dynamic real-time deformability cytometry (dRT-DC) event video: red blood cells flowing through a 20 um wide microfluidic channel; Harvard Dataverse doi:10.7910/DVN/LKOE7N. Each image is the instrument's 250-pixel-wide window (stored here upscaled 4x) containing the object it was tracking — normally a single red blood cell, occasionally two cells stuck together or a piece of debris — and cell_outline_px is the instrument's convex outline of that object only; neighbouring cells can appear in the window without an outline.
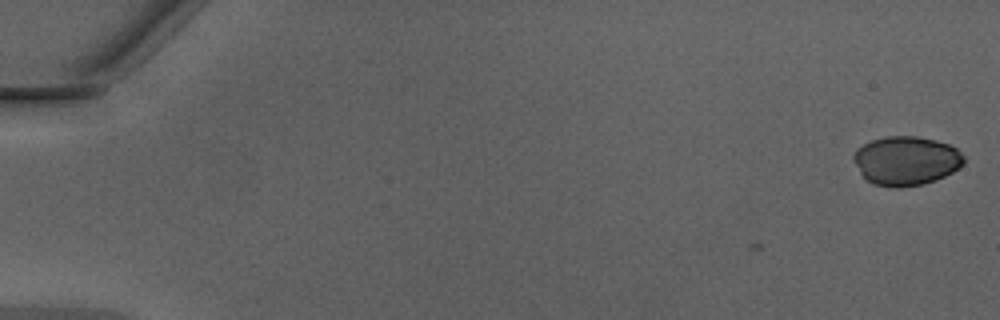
{"species": "Egyptian fruit bat (a non-hibernating species)", "species_latin": "Rousettus aegyptiacus", "temperature_condition": "warm", "stored_images_in_passage": 2, "camera_frame_rate_fps": 3000, "um_per_image_px": 0.085, "animal": {"sex": "male"}, "frame": {"image": 1, "passage_image": 2, "time_ms": 0.333, "image_size_px": [1000, 320], "cell_outline_px": [[964, 164], [952, 172], [936, 180], [924, 184], [900, 188], [896, 188], [872, 184], [860, 172], [852, 160], [852, 156], [856, 148], [872, 140], [888, 136], [916, 136], [936, 140], [948, 144], [956, 148], [964, 156]], "centroid_in_image_um": [77.01, 13.67], "position_along_channel_um": 8.0, "area_um2": 31.67}}